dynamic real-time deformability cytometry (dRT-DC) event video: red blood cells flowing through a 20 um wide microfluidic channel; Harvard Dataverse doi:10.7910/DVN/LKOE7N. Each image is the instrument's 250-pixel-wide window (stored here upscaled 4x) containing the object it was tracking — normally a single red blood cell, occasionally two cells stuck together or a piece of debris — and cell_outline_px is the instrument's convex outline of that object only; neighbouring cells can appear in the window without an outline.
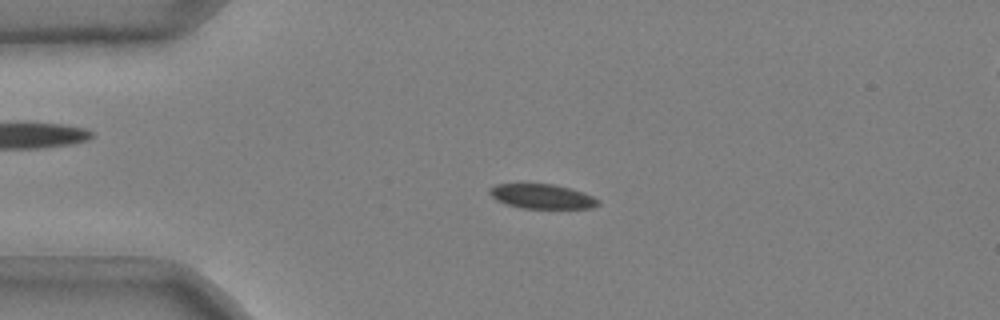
{"species": "common noctule bat (a hibernating species)", "species_latin": "Nyctalus noctula", "temperature_condition": "cold", "stored_images_in_passage": 52, "camera_frame_rate_fps": 3000, "um_per_image_px": 0.085, "animal": {"sex": "male", "body_mass_g": 20.4}, "frame": {"image": 1, "passage_image": 12, "time_ms": 3.667, "image_size_px": [1000, 320], "cell_outline_px": [[600, 204], [592, 208], [520, 208], [504, 204], [496, 200], [488, 192], [488, 188], [496, 184], [552, 184], [584, 192], [600, 200]], "centroid_in_image_um": [46.05, 16.7], "position_along_channel_um": 39.0, "area_um2": 15.61}}
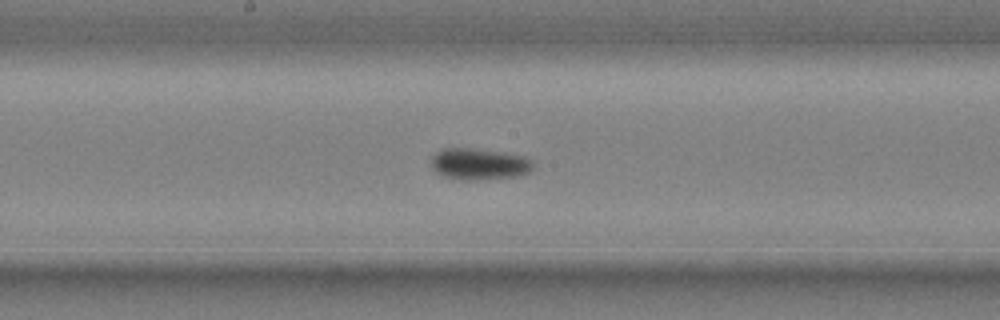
{"frame": {"image": 2, "passage_image": 28, "time_ms": 9.0, "image_size_px": [1000, 320], "cell_outline_px": [[532, 172], [520, 176], [480, 180], [460, 180], [444, 176], [436, 172], [432, 168], [432, 156], [436, 152], [444, 148], [472, 148], [504, 152], [524, 156], [532, 160]], "centroid_in_image_um": [40.75, 13.95], "position_along_channel_um": 207.4, "area_um2": 18.96}}
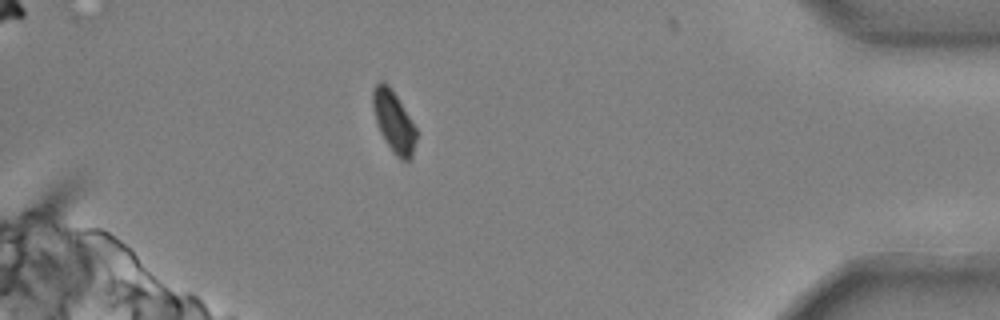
{"frame": {"image": 3, "passage_image": 47, "time_ms": 15.333, "image_size_px": [1000, 320], "cell_outline_px": [[416, 140], [412, 156], [408, 160], [400, 160], [392, 152], [380, 132], [376, 120], [372, 104], [372, 92], [376, 84], [380, 80], [384, 80], [388, 84], [396, 96], [416, 128]], "centroid_in_image_um": [33.45, 10.33], "position_along_channel_um": 401.7, "area_um2": 15.32}}